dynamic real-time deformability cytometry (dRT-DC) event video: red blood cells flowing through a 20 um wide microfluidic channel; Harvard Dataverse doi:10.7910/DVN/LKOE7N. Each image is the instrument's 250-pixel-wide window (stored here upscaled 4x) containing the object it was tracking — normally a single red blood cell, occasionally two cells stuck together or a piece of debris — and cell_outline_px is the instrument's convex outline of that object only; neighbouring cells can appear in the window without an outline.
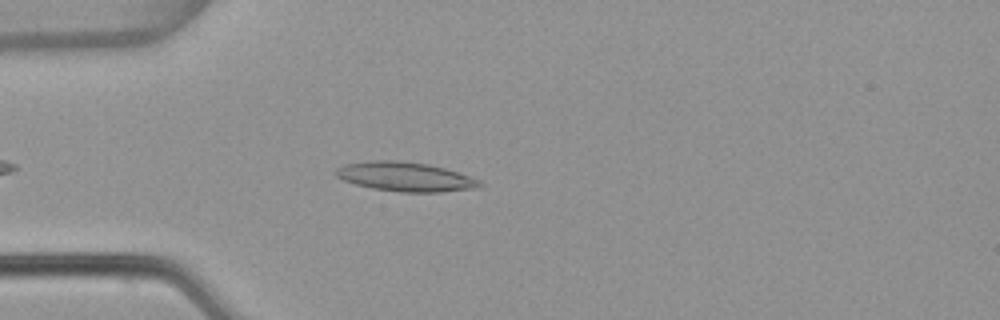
{"species": "common noctule bat (a hibernating species)", "species_latin": "Nyctalus noctula", "temperature_condition": "warm", "stored_images_in_passage": 41, "camera_frame_rate_fps": 3000, "um_per_image_px": 0.085, "animal": {"sex": "female", "body_mass_g": 22.7, "forearm_length_mm": 54.2}, "frame": {"image": 1, "passage_image": 6, "time_ms": 1.667, "image_size_px": [1000, 320], "cell_outline_px": [[484, 184], [480, 188], [440, 192], [400, 192], [372, 188], [356, 184], [344, 180], [336, 176], [336, 168], [344, 164], [372, 160], [392, 160], [428, 164], [444, 168], [480, 180]], "centroid_in_image_um": [34.46, 15.03], "position_along_channel_um": 50.5, "area_um2": 24.45}}
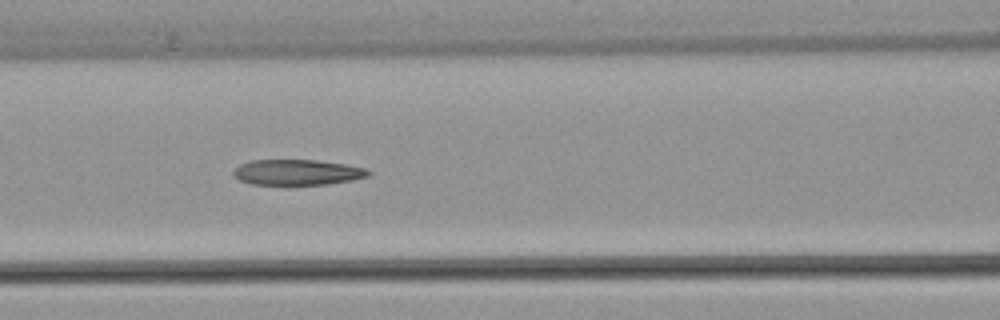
{"frame": {"image": 2, "passage_image": 14, "time_ms": 4.333, "image_size_px": [1000, 320], "cell_outline_px": [[372, 172], [368, 176], [352, 180], [328, 184], [288, 188], [252, 184], [240, 180], [232, 172], [240, 164], [252, 160], [316, 160], [344, 164], [364, 168]], "centroid_in_image_um": [25.24, 14.7], "position_along_channel_um": 141.4, "area_um2": 20.92}}
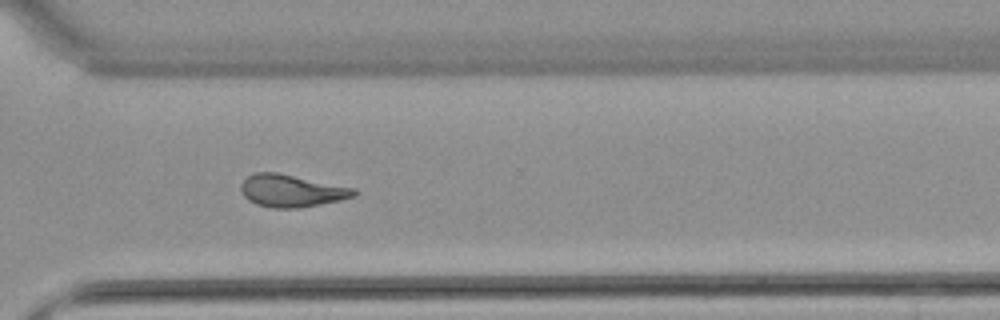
{"frame": {"image": 3, "passage_image": 30, "time_ms": 9.667, "image_size_px": [1000, 320], "cell_outline_px": [[356, 196], [340, 200], [300, 208], [272, 208], [256, 204], [248, 200], [244, 196], [240, 188], [240, 184], [252, 172], [276, 172], [356, 188]], "centroid_in_image_um": [24.76, 16.21], "position_along_channel_um": 345.8, "area_um2": 21.39}, "authors_computed_cell_mechanics": {"area_um2": 21.3282, "velocity_mm_per_s": 3.8342, "shape_relaxation_time_tau1_ms": null, "shape_relaxation_time_tau2_ms": 2.3446, "deformation_change_tau1": null, "deformation_change_tau2": 0.1167}}